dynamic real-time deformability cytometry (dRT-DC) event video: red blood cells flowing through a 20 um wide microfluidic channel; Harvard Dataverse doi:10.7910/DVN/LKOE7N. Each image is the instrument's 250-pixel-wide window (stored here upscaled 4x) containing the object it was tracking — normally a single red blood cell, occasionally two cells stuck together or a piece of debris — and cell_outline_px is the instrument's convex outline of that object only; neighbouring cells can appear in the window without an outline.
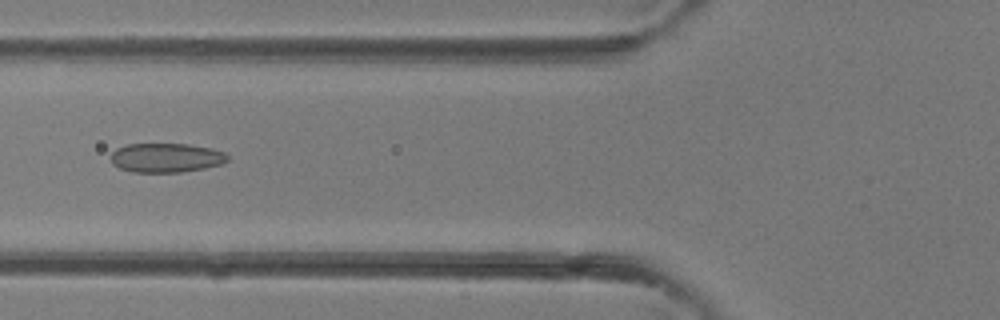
{"species": "common noctule bat (a hibernating species)", "species_latin": "Nyctalus noctula", "temperature_condition": "room temperature", "stored_images_in_passage": 39, "camera_frame_rate_fps": 3000, "um_per_image_px": 0.085, "animal": {"sex": "female"}, "frame": {"image": 1, "passage_image": 15, "time_ms": 4.667, "image_size_px": [1000, 320], "cell_outline_px": [[228, 160], [220, 164], [204, 168], [180, 172], [132, 172], [120, 168], [112, 164], [112, 152], [116, 148], [128, 144], [188, 144], [212, 148], [224, 152], [228, 156]], "centroid_in_image_um": [14.11, 13.4], "position_along_channel_um": 111.7, "area_um2": 19.83}}
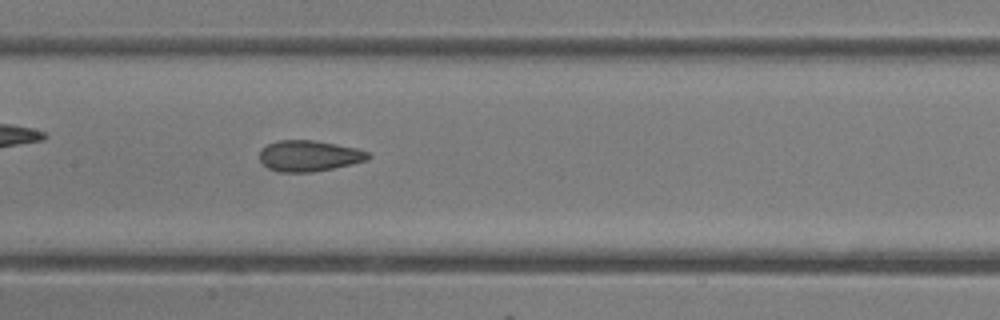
{"frame": {"image": 2, "passage_image": 19, "time_ms": 6.0, "image_size_px": [1000, 320], "cell_outline_px": [[372, 156], [368, 160], [352, 164], [312, 172], [276, 172], [268, 168], [260, 160], [260, 152], [268, 144], [276, 140], [312, 140], [336, 144], [356, 148], [368, 152]], "centroid_in_image_um": [26.28, 13.25], "position_along_channel_um": 181.1, "area_um2": 19.54}}
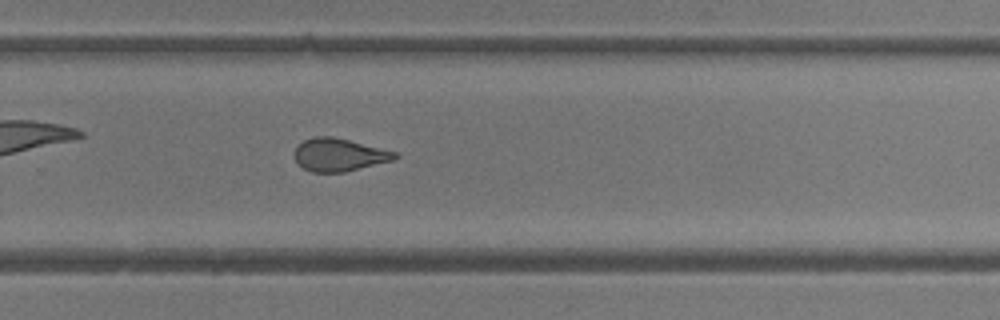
{"frame": {"image": 3, "passage_image": 26, "time_ms": 8.333, "image_size_px": [1000, 320], "cell_outline_px": [[400, 156], [392, 160], [344, 172], [312, 172], [304, 168], [292, 156], [292, 152], [304, 140], [316, 136], [332, 136], [396, 152]], "centroid_in_image_um": [28.78, 13.15], "position_along_channel_um": 301.0, "area_um2": 18.96}}